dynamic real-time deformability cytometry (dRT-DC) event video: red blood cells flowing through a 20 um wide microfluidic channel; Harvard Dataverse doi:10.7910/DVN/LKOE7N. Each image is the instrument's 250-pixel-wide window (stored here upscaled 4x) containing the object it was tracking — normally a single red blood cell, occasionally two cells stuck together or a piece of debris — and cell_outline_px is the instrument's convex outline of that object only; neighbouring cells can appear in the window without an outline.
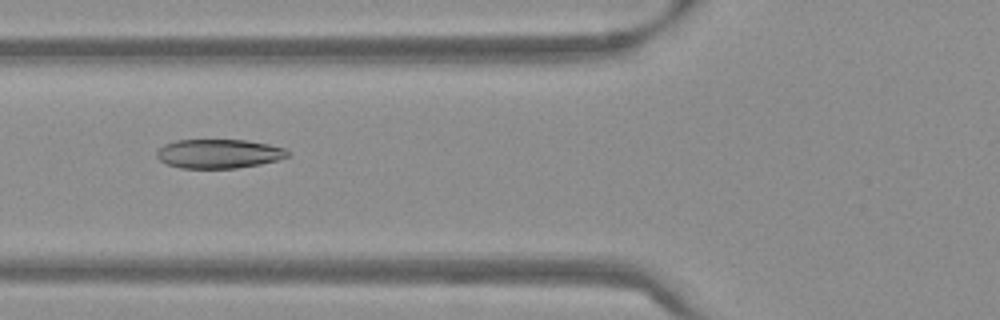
{"species": "Egyptian fruit bat (a non-hibernating species)", "species_latin": "Rousettus aegyptiacus", "temperature_condition": "warm", "stored_images_in_passage": 41, "camera_frame_rate_fps": 3000, "um_per_image_px": 0.085, "frame": {"image": 1, "passage_image": 8, "time_ms": 2.333, "image_size_px": [1000, 320], "cell_outline_px": [[288, 156], [276, 160], [260, 164], [236, 168], [180, 168], [168, 164], [160, 160], [156, 156], [156, 152], [164, 144], [176, 140], [248, 140], [268, 144], [284, 148], [288, 152]], "centroid_in_image_um": [18.57, 13.06], "position_along_channel_um": 107.2, "area_um2": 22.08}}
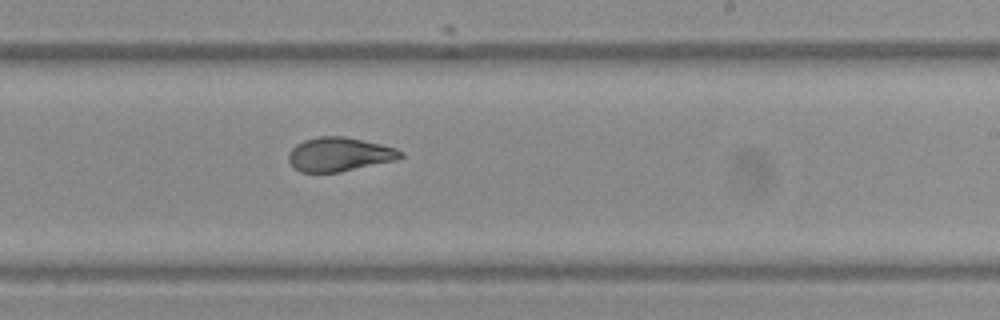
{"frame": {"image": 2, "passage_image": 20, "time_ms": 6.333, "image_size_px": [1000, 320], "cell_outline_px": [[404, 156], [396, 160], [340, 172], [300, 172], [288, 160], [288, 152], [296, 144], [304, 140], [320, 136], [344, 136], [380, 144], [396, 148], [404, 152]], "centroid_in_image_um": [28.85, 13.12], "position_along_channel_um": 260.1, "area_um2": 22.14}}
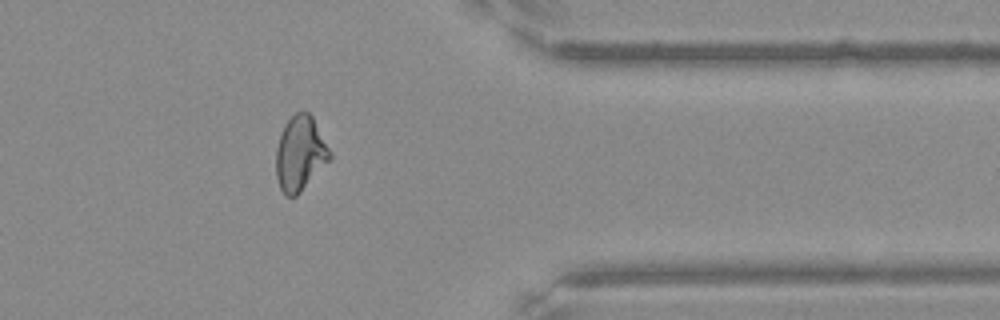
{"frame": {"image": 3, "passage_image": 31, "time_ms": 10.0, "image_size_px": [1000, 320], "cell_outline_px": [[332, 160], [296, 196], [284, 196], [280, 188], [276, 176], [276, 148], [284, 124], [296, 112], [308, 112], [312, 116], [332, 152]], "centroid_in_image_um": [25.53, 13.07], "position_along_channel_um": 385.9, "area_um2": 23.64}, "authors_computed_cell_mechanics": {"area_um2": 22.8888, "velocity_mm_per_s": 3.8125, "shape_relaxation_time_tau1_ms": 5.762, "shape_relaxation_time_tau2_ms": 1.1739, "deformation_change_tau1": 0.1926, "deformation_change_tau2": 0.0525}}